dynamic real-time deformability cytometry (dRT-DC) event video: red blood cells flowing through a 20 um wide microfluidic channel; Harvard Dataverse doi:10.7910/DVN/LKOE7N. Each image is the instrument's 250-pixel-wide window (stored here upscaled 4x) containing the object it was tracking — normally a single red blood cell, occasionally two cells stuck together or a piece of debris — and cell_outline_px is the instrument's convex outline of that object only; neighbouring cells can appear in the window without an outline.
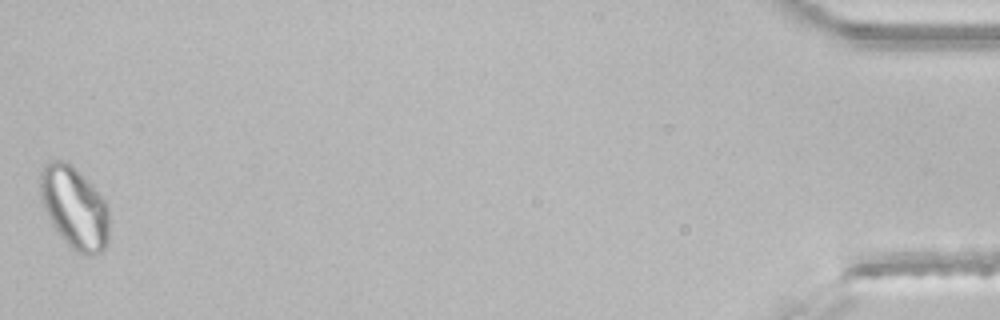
{"species": "common noctule bat (a hibernating species)", "species_latin": "Nyctalus noctula", "temperature_condition": "room temperature", "stored_images_in_passage": 35, "segment_of_instrument_passage": [2, 2], "camera_frame_rate_fps": 3000, "um_per_image_px": 0.085, "animal": {"sex": "male", "body_mass_g": 21.5, "forearm_length_mm": 52.0}, "frame": {"image": 1, "passage_image": 35, "time_ms": 11.333, "image_size_px": [1000, 320], "cell_outline_px": [[108, 244], [96, 256], [88, 256], [76, 252], [60, 236], [52, 224], [40, 200], [40, 172], [44, 164], [52, 160], [64, 160], [72, 164], [104, 200], [108, 208]], "centroid_in_image_um": [6.31, 17.66], "position_along_channel_um": 428.9, "area_um2": 32.95}}